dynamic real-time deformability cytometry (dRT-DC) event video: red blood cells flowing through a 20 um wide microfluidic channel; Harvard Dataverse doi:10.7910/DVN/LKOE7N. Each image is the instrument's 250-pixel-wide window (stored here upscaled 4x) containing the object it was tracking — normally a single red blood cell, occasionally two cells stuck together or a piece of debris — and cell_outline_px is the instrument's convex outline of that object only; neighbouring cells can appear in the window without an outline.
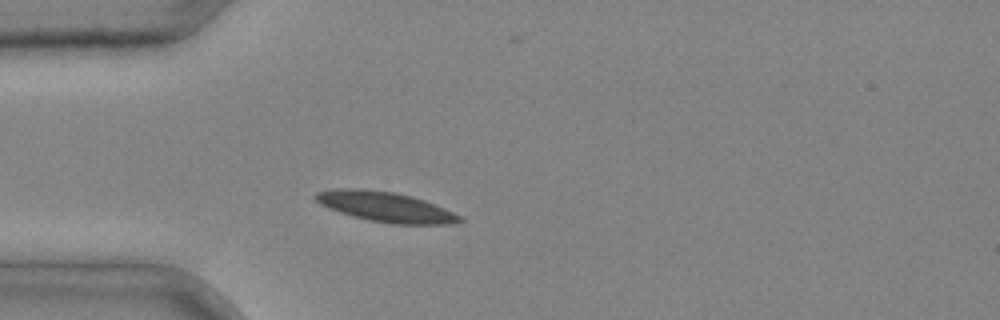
{"species": "common noctule bat (a hibernating species)", "species_latin": "Nyctalus noctula", "temperature_condition": "cold", "stored_images_in_passage": 3, "camera_frame_rate_fps": 3000, "um_per_image_px": 0.085, "animal": {"sex": "male", "body_mass_g": 20.4}, "frame": {"image": 1, "passage_image": 3, "time_ms": 0.667, "image_size_px": [1000, 320], "cell_outline_px": [[464, 220], [452, 224], [392, 224], [368, 220], [352, 216], [328, 208], [320, 204], [312, 196], [316, 192], [340, 188], [360, 188], [396, 192], [412, 196], [424, 200], [444, 208], [460, 216]], "centroid_in_image_um": [32.74, 17.57], "position_along_channel_um": 52.3, "area_um2": 25.26}}